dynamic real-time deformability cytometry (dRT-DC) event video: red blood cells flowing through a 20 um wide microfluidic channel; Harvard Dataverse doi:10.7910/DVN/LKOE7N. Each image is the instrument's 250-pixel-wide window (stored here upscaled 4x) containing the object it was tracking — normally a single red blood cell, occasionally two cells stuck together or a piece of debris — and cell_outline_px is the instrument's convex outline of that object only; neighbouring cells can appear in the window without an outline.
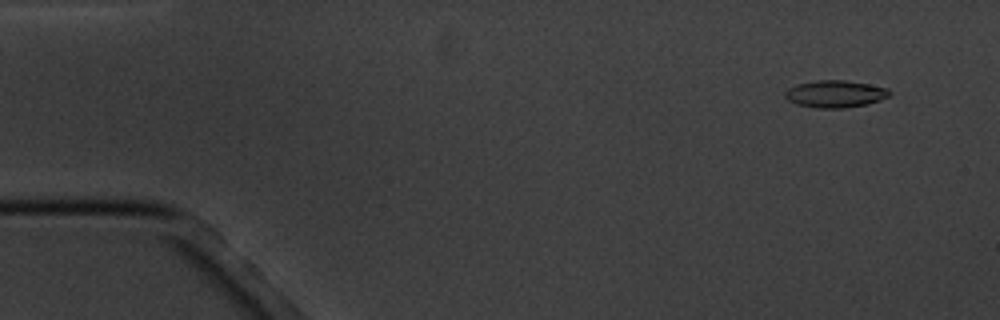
{"species": "common noctule bat (a hibernating species)", "species_latin": "Nyctalus noctula", "temperature_condition": "cold", "stored_images_in_passage": 4, "camera_frame_rate_fps": 3000, "um_per_image_px": 0.085, "animal": {"sex": "male", "body_mass_g": 20.1, "forearm_length_mm": 53.5}, "frame": {"image": 1, "passage_image": 1, "time_ms": 0.0, "image_size_px": [1000, 320], "cell_outline_px": [[892, 92], [888, 96], [880, 100], [864, 104], [844, 108], [816, 108], [796, 104], [788, 100], [784, 96], [784, 92], [788, 88], [800, 84], [816, 80], [844, 80], [868, 84], [888, 88]], "centroid_in_image_um": [70.98, 7.98], "position_along_channel_um": 14.0, "area_um2": 16.42}}
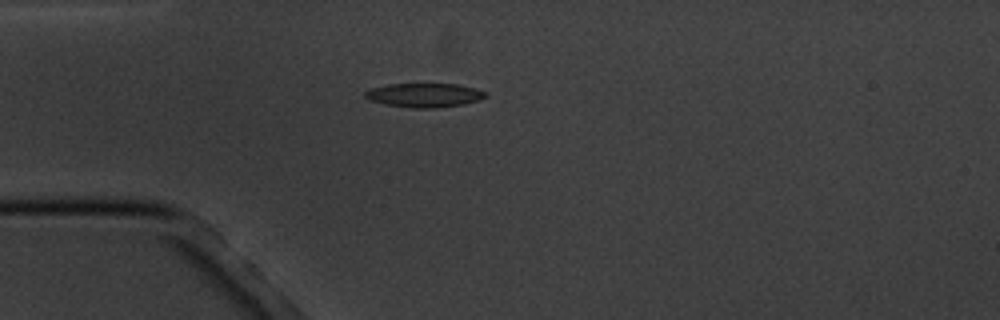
{"frame": {"image": 2, "passage_image": 4, "time_ms": 3.667, "image_size_px": [1000, 320], "cell_outline_px": [[488, 96], [480, 100], [464, 104], [436, 108], [412, 108], [384, 104], [368, 100], [364, 96], [364, 92], [372, 88], [388, 84], [456, 84], [476, 88], [488, 92]], "centroid_in_image_um": [36.1, 8.09], "position_along_channel_um": 48.9, "area_um2": 17.05}}